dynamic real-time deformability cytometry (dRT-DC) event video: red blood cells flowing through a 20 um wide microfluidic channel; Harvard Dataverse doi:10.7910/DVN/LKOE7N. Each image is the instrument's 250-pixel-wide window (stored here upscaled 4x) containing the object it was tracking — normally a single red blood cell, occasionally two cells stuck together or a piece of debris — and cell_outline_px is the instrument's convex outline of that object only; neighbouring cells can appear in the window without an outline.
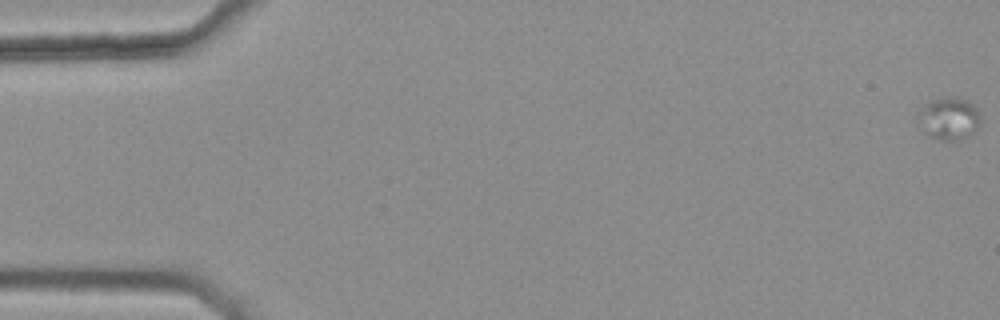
{"species": "common noctule bat (a hibernating species)", "species_latin": "Nyctalus noctula", "temperature_condition": "warm", "stored_images_in_passage": 13, "camera_frame_rate_fps": 3000, "um_per_image_px": 0.085, "animal": {"sex": "female", "body_mass_g": 25.1}, "frame": {"image": 1, "passage_image": 1, "time_ms": 0.0, "image_size_px": [1000, 320], "cell_outline_px": [[980, 124], [968, 136], [956, 140], [940, 140], [932, 136], [928, 132], [924, 112], [924, 108], [932, 100], [948, 96], [960, 96], [968, 100], [976, 108], [980, 116]], "centroid_in_image_um": [80.85, 10.03], "position_along_channel_um": 4.1, "area_um2": 14.22}}